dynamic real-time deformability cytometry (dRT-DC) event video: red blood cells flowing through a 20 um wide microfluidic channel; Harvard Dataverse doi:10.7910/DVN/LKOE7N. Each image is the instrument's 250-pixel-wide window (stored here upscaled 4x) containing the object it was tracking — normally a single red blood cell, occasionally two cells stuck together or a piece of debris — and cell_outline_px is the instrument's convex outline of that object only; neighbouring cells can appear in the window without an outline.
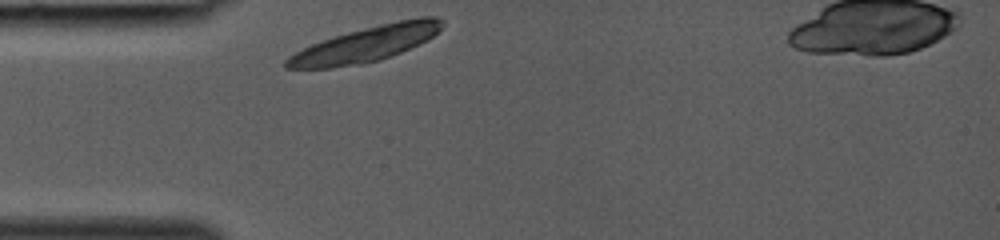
{"species": "common noctule bat (a hibernating species)", "species_latin": "Nyctalus noctula", "temperature_condition": "room temperature", "stored_images_in_passage": 24, "camera_frame_rate_fps": 3000, "um_per_image_px": 0.085, "animal": {"sex": "female", "body_mass_g": 19.0, "forearm_length_mm": 53.3}, "frame": {"image": 1, "passage_image": 1, "time_ms": 0.0, "image_size_px": [1000, 240], "cell_outline_px": [[444, 24], [432, 36], [400, 52], [380, 60], [360, 64], [332, 68], [284, 68], [284, 60], [288, 56], [312, 44], [348, 32], [380, 24], [420, 16], [436, 16], [444, 20]], "centroid_in_image_um": [31.08, 3.75], "position_along_channel_um": 53.9, "area_um2": 31.39}}
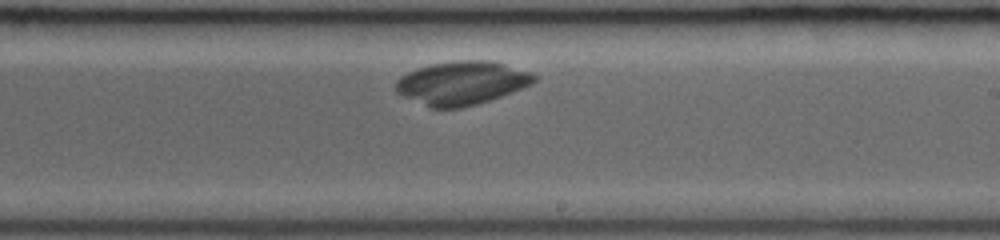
{"frame": {"image": 2, "passage_image": 14, "time_ms": 4.333, "image_size_px": [1000, 240], "cell_outline_px": [[536, 80], [532, 84], [512, 92], [476, 104], [460, 108], [432, 108], [396, 92], [396, 80], [400, 76], [408, 72], [432, 64], [456, 60], [488, 60], [504, 64], [532, 72], [536, 76]], "centroid_in_image_um": [39.27, 7.04], "position_along_channel_um": 249.7, "area_um2": 34.68}}
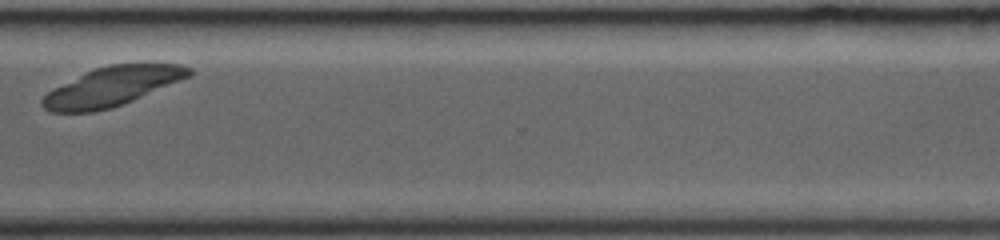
{"frame": {"image": 3, "passage_image": 21, "time_ms": 6.667, "image_size_px": [1000, 240], "cell_outline_px": [[192, 72], [188, 76], [132, 100], [108, 108], [92, 112], [52, 112], [44, 108], [40, 104], [40, 100], [52, 88], [96, 68], [108, 64], [180, 64], [192, 68]], "centroid_in_image_um": [9.46, 7.35], "position_along_channel_um": 361.1, "area_um2": 32.6}}